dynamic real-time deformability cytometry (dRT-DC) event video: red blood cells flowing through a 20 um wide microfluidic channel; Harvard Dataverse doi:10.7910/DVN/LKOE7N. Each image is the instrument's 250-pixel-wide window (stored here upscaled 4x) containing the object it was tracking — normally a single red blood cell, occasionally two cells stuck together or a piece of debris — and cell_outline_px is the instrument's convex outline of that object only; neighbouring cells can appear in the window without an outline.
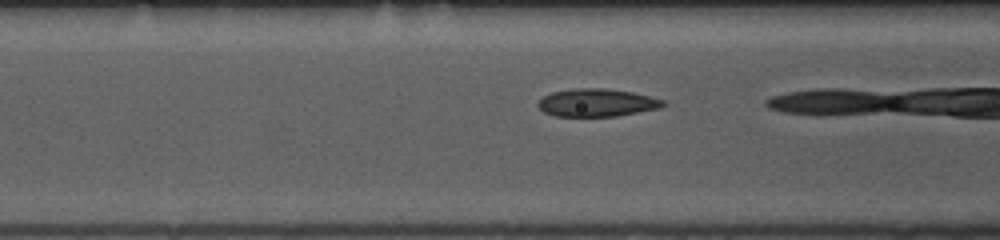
{"species": "common noctule bat (a hibernating species)", "species_latin": "Nyctalus noctula", "temperature_condition": "room temperature", "stored_images_in_passage": 15, "camera_frame_rate_fps": 3000, "um_per_image_px": 0.085, "animal": {"sex": "female", "body_mass_g": 10.0, "forearm_length_mm": 53.1}, "frame": {"image": 1, "passage_image": 14, "time_ms": 4.333, "image_size_px": [1000, 240], "cell_outline_px": [[668, 104], [660, 108], [616, 116], [556, 116], [544, 112], [536, 104], [544, 96], [552, 92], [572, 88], [604, 88], [632, 92], [664, 100]], "centroid_in_image_um": [50.74, 8.72], "position_along_channel_um": 115.9, "area_um2": 20.23}}